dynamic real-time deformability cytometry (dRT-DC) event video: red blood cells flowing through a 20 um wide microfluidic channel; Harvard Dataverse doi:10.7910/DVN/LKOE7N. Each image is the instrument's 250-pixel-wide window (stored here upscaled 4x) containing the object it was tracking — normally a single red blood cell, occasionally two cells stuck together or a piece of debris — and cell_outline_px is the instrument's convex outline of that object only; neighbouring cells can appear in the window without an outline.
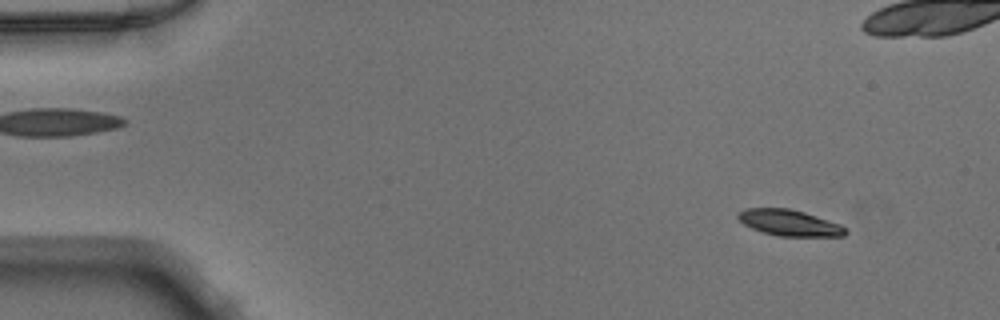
{"species": "Egyptian fruit bat (a non-hibernating species)", "species_latin": "Rousettus aegyptiacus", "temperature_condition": "warm", "stored_images_in_passage": 51, "camera_frame_rate_fps": 3000, "um_per_image_px": 0.085, "animal": {"sex": "male"}, "frame": {"image": 1, "passage_image": 5, "time_ms": 1.333, "image_size_px": [1000, 320], "cell_outline_px": [[848, 232], [844, 236], [780, 236], [764, 232], [752, 228], [744, 224], [736, 216], [744, 208], [788, 208], [804, 212], [840, 224], [848, 228]], "centroid_in_image_um": [67.13, 18.94], "position_along_channel_um": 17.9, "area_um2": 16.24}}
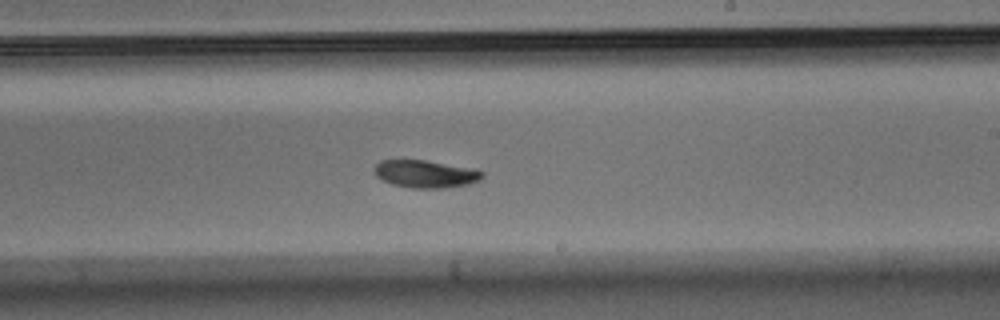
{"frame": {"image": 2, "passage_image": 30, "time_ms": 9.667, "image_size_px": [1000, 320], "cell_outline_px": [[484, 176], [480, 180], [468, 184], [444, 188], [412, 188], [392, 184], [376, 176], [372, 172], [372, 168], [380, 160], [424, 160], [476, 168], [484, 172]], "centroid_in_image_um": [36.17, 14.77], "position_along_channel_um": 252.8, "area_um2": 17.57}}
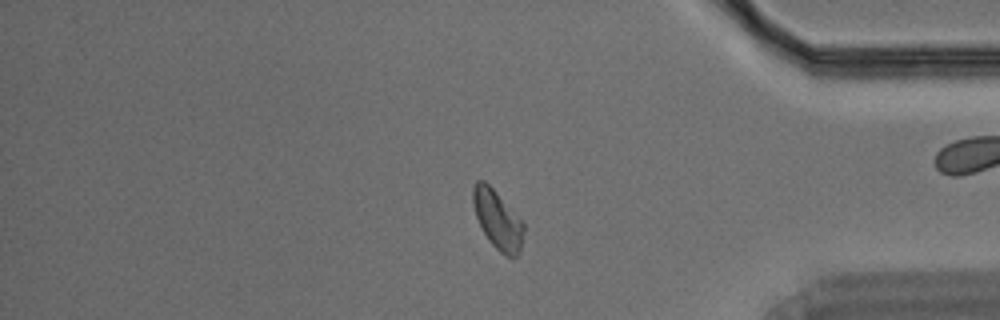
{"frame": {"image": 3, "passage_image": 42, "time_ms": 13.667, "image_size_px": [1000, 320], "cell_outline_px": [[524, 232], [520, 248], [516, 256], [508, 256], [500, 252], [488, 240], [476, 216], [472, 204], [472, 188], [476, 180], [484, 180], [496, 192], [524, 224]], "centroid_in_image_um": [42.26, 18.65], "position_along_channel_um": 392.9, "area_um2": 16.94}}